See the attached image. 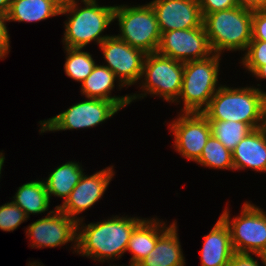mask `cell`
Listing matches in <instances>:
<instances>
[{
  "mask_svg": "<svg viewBox=\"0 0 266 266\" xmlns=\"http://www.w3.org/2000/svg\"><path fill=\"white\" fill-rule=\"evenodd\" d=\"M99 47L108 67L119 80L120 89L133 85L141 79L146 54L136 49L116 35L106 38Z\"/></svg>",
  "mask_w": 266,
  "mask_h": 266,
  "instance_id": "11",
  "label": "cell"
},
{
  "mask_svg": "<svg viewBox=\"0 0 266 266\" xmlns=\"http://www.w3.org/2000/svg\"><path fill=\"white\" fill-rule=\"evenodd\" d=\"M120 34L116 35L130 46L145 54L155 53L159 47L161 32L156 14L150 3L138 6L119 5L114 9Z\"/></svg>",
  "mask_w": 266,
  "mask_h": 266,
  "instance_id": "6",
  "label": "cell"
},
{
  "mask_svg": "<svg viewBox=\"0 0 266 266\" xmlns=\"http://www.w3.org/2000/svg\"><path fill=\"white\" fill-rule=\"evenodd\" d=\"M12 201L18 205L29 218L31 214H39L49 208V194L45 182L42 180L31 181L20 186Z\"/></svg>",
  "mask_w": 266,
  "mask_h": 266,
  "instance_id": "23",
  "label": "cell"
},
{
  "mask_svg": "<svg viewBox=\"0 0 266 266\" xmlns=\"http://www.w3.org/2000/svg\"><path fill=\"white\" fill-rule=\"evenodd\" d=\"M184 63L155 53L146 54L141 79L144 94H133L131 101L145 97L146 94L159 95L167 102H180ZM142 95V96H141Z\"/></svg>",
  "mask_w": 266,
  "mask_h": 266,
  "instance_id": "7",
  "label": "cell"
},
{
  "mask_svg": "<svg viewBox=\"0 0 266 266\" xmlns=\"http://www.w3.org/2000/svg\"><path fill=\"white\" fill-rule=\"evenodd\" d=\"M67 53L64 64L66 75L77 82H83L93 71L96 62L89 52L81 51V48L64 47Z\"/></svg>",
  "mask_w": 266,
  "mask_h": 266,
  "instance_id": "26",
  "label": "cell"
},
{
  "mask_svg": "<svg viewBox=\"0 0 266 266\" xmlns=\"http://www.w3.org/2000/svg\"><path fill=\"white\" fill-rule=\"evenodd\" d=\"M114 174L113 166L90 176L83 174L69 197L56 208L78 221L79 226H81L83 219L77 218L75 215L84 212L101 199Z\"/></svg>",
  "mask_w": 266,
  "mask_h": 266,
  "instance_id": "14",
  "label": "cell"
},
{
  "mask_svg": "<svg viewBox=\"0 0 266 266\" xmlns=\"http://www.w3.org/2000/svg\"><path fill=\"white\" fill-rule=\"evenodd\" d=\"M11 0H0V12L8 14L10 9Z\"/></svg>",
  "mask_w": 266,
  "mask_h": 266,
  "instance_id": "35",
  "label": "cell"
},
{
  "mask_svg": "<svg viewBox=\"0 0 266 266\" xmlns=\"http://www.w3.org/2000/svg\"><path fill=\"white\" fill-rule=\"evenodd\" d=\"M5 22H8V15L0 12V59H4L10 50V35Z\"/></svg>",
  "mask_w": 266,
  "mask_h": 266,
  "instance_id": "31",
  "label": "cell"
},
{
  "mask_svg": "<svg viewBox=\"0 0 266 266\" xmlns=\"http://www.w3.org/2000/svg\"><path fill=\"white\" fill-rule=\"evenodd\" d=\"M234 253L229 227L219 217L210 233L204 236L201 266H228Z\"/></svg>",
  "mask_w": 266,
  "mask_h": 266,
  "instance_id": "16",
  "label": "cell"
},
{
  "mask_svg": "<svg viewBox=\"0 0 266 266\" xmlns=\"http://www.w3.org/2000/svg\"><path fill=\"white\" fill-rule=\"evenodd\" d=\"M28 265H30V266H40L41 264L39 262H33V263L28 264ZM41 266H43V265H41Z\"/></svg>",
  "mask_w": 266,
  "mask_h": 266,
  "instance_id": "39",
  "label": "cell"
},
{
  "mask_svg": "<svg viewBox=\"0 0 266 266\" xmlns=\"http://www.w3.org/2000/svg\"><path fill=\"white\" fill-rule=\"evenodd\" d=\"M174 134V148L188 160L197 161L211 136L208 119L198 112H182L170 124Z\"/></svg>",
  "mask_w": 266,
  "mask_h": 266,
  "instance_id": "13",
  "label": "cell"
},
{
  "mask_svg": "<svg viewBox=\"0 0 266 266\" xmlns=\"http://www.w3.org/2000/svg\"><path fill=\"white\" fill-rule=\"evenodd\" d=\"M169 227L159 220L143 219L133 230L126 251L132 253L130 266H137L156 246L158 239L174 224ZM163 224V225H162Z\"/></svg>",
  "mask_w": 266,
  "mask_h": 266,
  "instance_id": "18",
  "label": "cell"
},
{
  "mask_svg": "<svg viewBox=\"0 0 266 266\" xmlns=\"http://www.w3.org/2000/svg\"><path fill=\"white\" fill-rule=\"evenodd\" d=\"M228 208L223 211L221 218L228 225L231 243L236 253H266V211L249 203L243 204L241 215L232 221Z\"/></svg>",
  "mask_w": 266,
  "mask_h": 266,
  "instance_id": "8",
  "label": "cell"
},
{
  "mask_svg": "<svg viewBox=\"0 0 266 266\" xmlns=\"http://www.w3.org/2000/svg\"><path fill=\"white\" fill-rule=\"evenodd\" d=\"M266 92L255 87L220 86L201 112L208 120L247 123L253 130L262 127Z\"/></svg>",
  "mask_w": 266,
  "mask_h": 266,
  "instance_id": "2",
  "label": "cell"
},
{
  "mask_svg": "<svg viewBox=\"0 0 266 266\" xmlns=\"http://www.w3.org/2000/svg\"><path fill=\"white\" fill-rule=\"evenodd\" d=\"M255 77L259 79H266V62L264 65L260 66L254 73Z\"/></svg>",
  "mask_w": 266,
  "mask_h": 266,
  "instance_id": "34",
  "label": "cell"
},
{
  "mask_svg": "<svg viewBox=\"0 0 266 266\" xmlns=\"http://www.w3.org/2000/svg\"><path fill=\"white\" fill-rule=\"evenodd\" d=\"M142 220L137 217L112 216L103 222L81 227L77 224V253L101 262L121 258L134 228Z\"/></svg>",
  "mask_w": 266,
  "mask_h": 266,
  "instance_id": "1",
  "label": "cell"
},
{
  "mask_svg": "<svg viewBox=\"0 0 266 266\" xmlns=\"http://www.w3.org/2000/svg\"><path fill=\"white\" fill-rule=\"evenodd\" d=\"M265 134H266V94L264 98V103H263V122H262V127H261Z\"/></svg>",
  "mask_w": 266,
  "mask_h": 266,
  "instance_id": "36",
  "label": "cell"
},
{
  "mask_svg": "<svg viewBox=\"0 0 266 266\" xmlns=\"http://www.w3.org/2000/svg\"><path fill=\"white\" fill-rule=\"evenodd\" d=\"M240 7L250 10L265 9L266 0H236Z\"/></svg>",
  "mask_w": 266,
  "mask_h": 266,
  "instance_id": "33",
  "label": "cell"
},
{
  "mask_svg": "<svg viewBox=\"0 0 266 266\" xmlns=\"http://www.w3.org/2000/svg\"><path fill=\"white\" fill-rule=\"evenodd\" d=\"M115 74L106 66L98 65L81 84V93L86 98H97L113 101L120 109L130 104L131 96H111V91L115 87Z\"/></svg>",
  "mask_w": 266,
  "mask_h": 266,
  "instance_id": "19",
  "label": "cell"
},
{
  "mask_svg": "<svg viewBox=\"0 0 266 266\" xmlns=\"http://www.w3.org/2000/svg\"><path fill=\"white\" fill-rule=\"evenodd\" d=\"M228 266H259L258 261L249 253H234Z\"/></svg>",
  "mask_w": 266,
  "mask_h": 266,
  "instance_id": "32",
  "label": "cell"
},
{
  "mask_svg": "<svg viewBox=\"0 0 266 266\" xmlns=\"http://www.w3.org/2000/svg\"><path fill=\"white\" fill-rule=\"evenodd\" d=\"M71 1H75V0H60V2L62 4L67 3V2H71ZM81 1H85V0H81Z\"/></svg>",
  "mask_w": 266,
  "mask_h": 266,
  "instance_id": "40",
  "label": "cell"
},
{
  "mask_svg": "<svg viewBox=\"0 0 266 266\" xmlns=\"http://www.w3.org/2000/svg\"><path fill=\"white\" fill-rule=\"evenodd\" d=\"M83 174L82 166L77 162L68 161L57 167L44 181L49 198L54 195L66 200Z\"/></svg>",
  "mask_w": 266,
  "mask_h": 266,
  "instance_id": "22",
  "label": "cell"
},
{
  "mask_svg": "<svg viewBox=\"0 0 266 266\" xmlns=\"http://www.w3.org/2000/svg\"><path fill=\"white\" fill-rule=\"evenodd\" d=\"M157 53L183 63L214 54L204 26L162 32Z\"/></svg>",
  "mask_w": 266,
  "mask_h": 266,
  "instance_id": "10",
  "label": "cell"
},
{
  "mask_svg": "<svg viewBox=\"0 0 266 266\" xmlns=\"http://www.w3.org/2000/svg\"><path fill=\"white\" fill-rule=\"evenodd\" d=\"M60 0H11L8 21L36 22L58 16L61 12Z\"/></svg>",
  "mask_w": 266,
  "mask_h": 266,
  "instance_id": "21",
  "label": "cell"
},
{
  "mask_svg": "<svg viewBox=\"0 0 266 266\" xmlns=\"http://www.w3.org/2000/svg\"><path fill=\"white\" fill-rule=\"evenodd\" d=\"M28 217L25 212L12 201L0 206V229L3 231H14Z\"/></svg>",
  "mask_w": 266,
  "mask_h": 266,
  "instance_id": "27",
  "label": "cell"
},
{
  "mask_svg": "<svg viewBox=\"0 0 266 266\" xmlns=\"http://www.w3.org/2000/svg\"><path fill=\"white\" fill-rule=\"evenodd\" d=\"M211 135L231 152L253 129L244 122L208 120Z\"/></svg>",
  "mask_w": 266,
  "mask_h": 266,
  "instance_id": "24",
  "label": "cell"
},
{
  "mask_svg": "<svg viewBox=\"0 0 266 266\" xmlns=\"http://www.w3.org/2000/svg\"><path fill=\"white\" fill-rule=\"evenodd\" d=\"M202 14H210L238 6L236 0H198Z\"/></svg>",
  "mask_w": 266,
  "mask_h": 266,
  "instance_id": "30",
  "label": "cell"
},
{
  "mask_svg": "<svg viewBox=\"0 0 266 266\" xmlns=\"http://www.w3.org/2000/svg\"><path fill=\"white\" fill-rule=\"evenodd\" d=\"M252 40L266 41V8L252 10Z\"/></svg>",
  "mask_w": 266,
  "mask_h": 266,
  "instance_id": "29",
  "label": "cell"
},
{
  "mask_svg": "<svg viewBox=\"0 0 266 266\" xmlns=\"http://www.w3.org/2000/svg\"><path fill=\"white\" fill-rule=\"evenodd\" d=\"M234 170L251 168L266 172V134L262 128L252 130L232 151Z\"/></svg>",
  "mask_w": 266,
  "mask_h": 266,
  "instance_id": "17",
  "label": "cell"
},
{
  "mask_svg": "<svg viewBox=\"0 0 266 266\" xmlns=\"http://www.w3.org/2000/svg\"><path fill=\"white\" fill-rule=\"evenodd\" d=\"M149 3L161 33L203 26L198 0H153Z\"/></svg>",
  "mask_w": 266,
  "mask_h": 266,
  "instance_id": "15",
  "label": "cell"
},
{
  "mask_svg": "<svg viewBox=\"0 0 266 266\" xmlns=\"http://www.w3.org/2000/svg\"><path fill=\"white\" fill-rule=\"evenodd\" d=\"M121 110L113 101L87 98V100L72 105L66 111L40 121V131H61L83 128H93L105 122Z\"/></svg>",
  "mask_w": 266,
  "mask_h": 266,
  "instance_id": "9",
  "label": "cell"
},
{
  "mask_svg": "<svg viewBox=\"0 0 266 266\" xmlns=\"http://www.w3.org/2000/svg\"><path fill=\"white\" fill-rule=\"evenodd\" d=\"M4 160H5V156L3 155L2 152H0V174H1V169L3 166Z\"/></svg>",
  "mask_w": 266,
  "mask_h": 266,
  "instance_id": "38",
  "label": "cell"
},
{
  "mask_svg": "<svg viewBox=\"0 0 266 266\" xmlns=\"http://www.w3.org/2000/svg\"><path fill=\"white\" fill-rule=\"evenodd\" d=\"M258 258H261L262 263L266 266V253L264 255L254 254Z\"/></svg>",
  "mask_w": 266,
  "mask_h": 266,
  "instance_id": "37",
  "label": "cell"
},
{
  "mask_svg": "<svg viewBox=\"0 0 266 266\" xmlns=\"http://www.w3.org/2000/svg\"><path fill=\"white\" fill-rule=\"evenodd\" d=\"M202 16L213 53L247 50L252 40V10L238 5Z\"/></svg>",
  "mask_w": 266,
  "mask_h": 266,
  "instance_id": "4",
  "label": "cell"
},
{
  "mask_svg": "<svg viewBox=\"0 0 266 266\" xmlns=\"http://www.w3.org/2000/svg\"><path fill=\"white\" fill-rule=\"evenodd\" d=\"M184 259L175 222L137 266H185Z\"/></svg>",
  "mask_w": 266,
  "mask_h": 266,
  "instance_id": "20",
  "label": "cell"
},
{
  "mask_svg": "<svg viewBox=\"0 0 266 266\" xmlns=\"http://www.w3.org/2000/svg\"><path fill=\"white\" fill-rule=\"evenodd\" d=\"M85 5L78 7L76 0L62 4L60 15L69 14L65 25L63 45L68 48L83 49L91 41L100 45L110 35H101L114 21V6H99L96 0L81 1Z\"/></svg>",
  "mask_w": 266,
  "mask_h": 266,
  "instance_id": "3",
  "label": "cell"
},
{
  "mask_svg": "<svg viewBox=\"0 0 266 266\" xmlns=\"http://www.w3.org/2000/svg\"><path fill=\"white\" fill-rule=\"evenodd\" d=\"M196 163L215 169H234L232 152L212 135L209 137Z\"/></svg>",
  "mask_w": 266,
  "mask_h": 266,
  "instance_id": "25",
  "label": "cell"
},
{
  "mask_svg": "<svg viewBox=\"0 0 266 266\" xmlns=\"http://www.w3.org/2000/svg\"><path fill=\"white\" fill-rule=\"evenodd\" d=\"M220 60V55L214 53L206 59L184 63L179 96L184 104L182 112L201 113L208 106L220 87H217Z\"/></svg>",
  "mask_w": 266,
  "mask_h": 266,
  "instance_id": "5",
  "label": "cell"
},
{
  "mask_svg": "<svg viewBox=\"0 0 266 266\" xmlns=\"http://www.w3.org/2000/svg\"><path fill=\"white\" fill-rule=\"evenodd\" d=\"M242 59V64L252 74L266 62V41L251 40Z\"/></svg>",
  "mask_w": 266,
  "mask_h": 266,
  "instance_id": "28",
  "label": "cell"
},
{
  "mask_svg": "<svg viewBox=\"0 0 266 266\" xmlns=\"http://www.w3.org/2000/svg\"><path fill=\"white\" fill-rule=\"evenodd\" d=\"M47 214L26 228V235L32 240L31 247H58L74 241L73 249L76 252L78 221L56 207Z\"/></svg>",
  "mask_w": 266,
  "mask_h": 266,
  "instance_id": "12",
  "label": "cell"
}]
</instances>
